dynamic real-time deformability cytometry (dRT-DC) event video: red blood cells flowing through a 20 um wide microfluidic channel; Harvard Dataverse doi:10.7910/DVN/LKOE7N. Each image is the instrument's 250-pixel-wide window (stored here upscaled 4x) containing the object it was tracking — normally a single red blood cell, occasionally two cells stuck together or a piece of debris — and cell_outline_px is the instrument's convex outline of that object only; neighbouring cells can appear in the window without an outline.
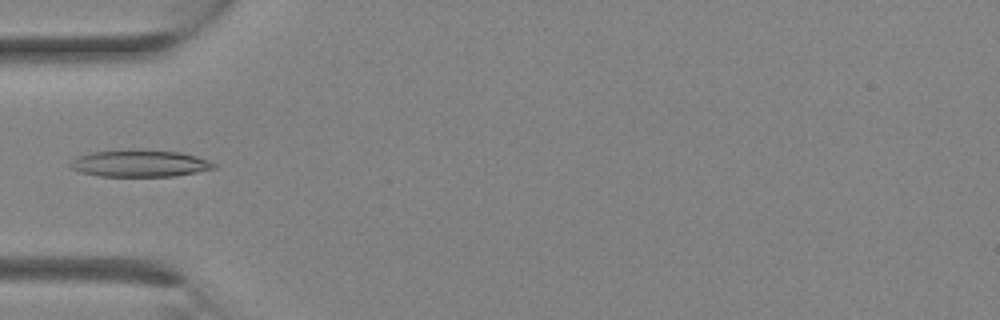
{"species": "Egyptian fruit bat (a non-hibernating species)", "species_latin": "Rousettus aegyptiacus", "temperature_condition": "room temperature", "stored_images_in_passage": 10, "camera_frame_rate_fps": 3000, "um_per_image_px": 0.085, "animal": {"sex": "female"}, "frame": {"image": 1, "passage_image": 9, "time_ms": 2.667, "image_size_px": [1000, 320], "cell_outline_px": [[216, 168], [176, 176], [100, 176], [80, 172], [72, 168], [68, 164], [76, 156], [92, 152], [120, 148], [132, 148], [180, 152], [196, 156], [208, 160], [216, 164]], "centroid_in_image_um": [11.84, 13.86], "position_along_channel_um": 73.2, "area_um2": 23.0}}